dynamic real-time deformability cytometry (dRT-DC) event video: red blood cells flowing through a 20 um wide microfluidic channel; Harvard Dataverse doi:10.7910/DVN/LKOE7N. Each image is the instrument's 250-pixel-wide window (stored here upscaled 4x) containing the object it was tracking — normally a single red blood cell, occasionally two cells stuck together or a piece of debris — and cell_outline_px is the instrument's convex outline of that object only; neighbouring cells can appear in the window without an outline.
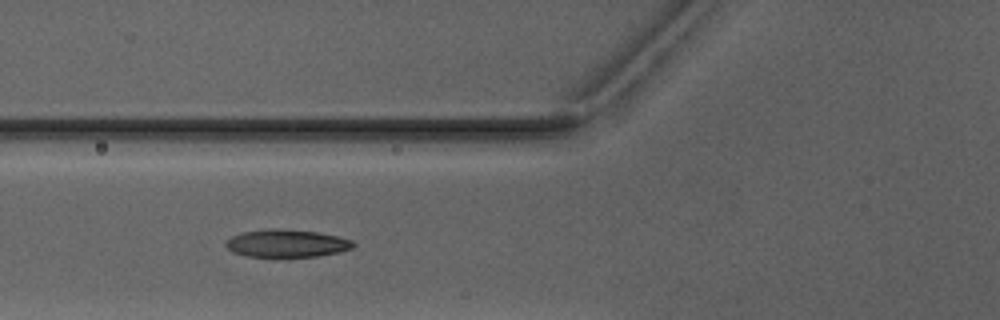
{"species": "Egyptian fruit bat (a non-hibernating species)", "species_latin": "Rousettus aegyptiacus", "temperature_condition": "warm", "stored_images_in_passage": 8, "camera_frame_rate_fps": 3000, "um_per_image_px": 0.085, "animal": {"sex": "male"}, "frame": {"image": 1, "passage_image": 6, "time_ms": 6.667, "image_size_px": [1000, 320], "cell_outline_px": [[356, 244], [352, 248], [340, 252], [316, 256], [248, 256], [232, 252], [224, 244], [232, 236], [244, 232], [276, 228], [316, 232], [336, 236], [352, 240]], "centroid_in_image_um": [24.39, 20.68], "position_along_channel_um": 101.4, "area_um2": 20.17}}
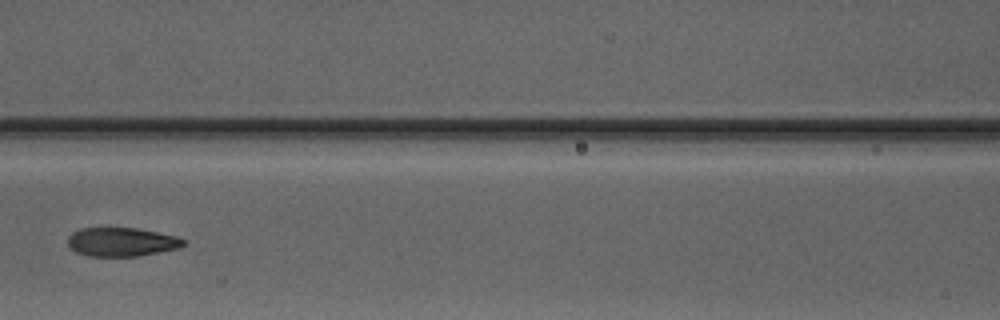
{"frame": {"image": 2, "passage_image": 7, "time_ms": 8.0, "image_size_px": [1000, 320], "cell_outline_px": [[188, 240], [184, 244], [176, 248], [136, 256], [88, 256], [76, 252], [68, 244], [68, 236], [72, 232], [80, 228], [136, 228], [176, 236]], "centroid_in_image_um": [10.3, 20.55], "position_along_channel_um": 156.3, "area_um2": 19.19}}
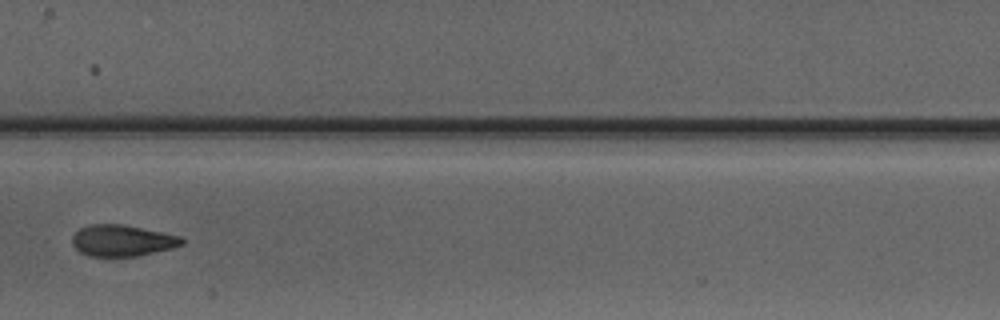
{"frame": {"image": 3, "passage_image": 8, "time_ms": 9.0, "image_size_px": [1000, 320], "cell_outline_px": [[184, 244], [172, 248], [140, 256], [112, 260], [88, 256], [80, 252], [72, 244], [72, 236], [80, 228], [88, 224], [120, 224], [184, 236]], "centroid_in_image_um": [10.38, 20.5], "position_along_channel_um": 197.0, "area_um2": 20.92}}